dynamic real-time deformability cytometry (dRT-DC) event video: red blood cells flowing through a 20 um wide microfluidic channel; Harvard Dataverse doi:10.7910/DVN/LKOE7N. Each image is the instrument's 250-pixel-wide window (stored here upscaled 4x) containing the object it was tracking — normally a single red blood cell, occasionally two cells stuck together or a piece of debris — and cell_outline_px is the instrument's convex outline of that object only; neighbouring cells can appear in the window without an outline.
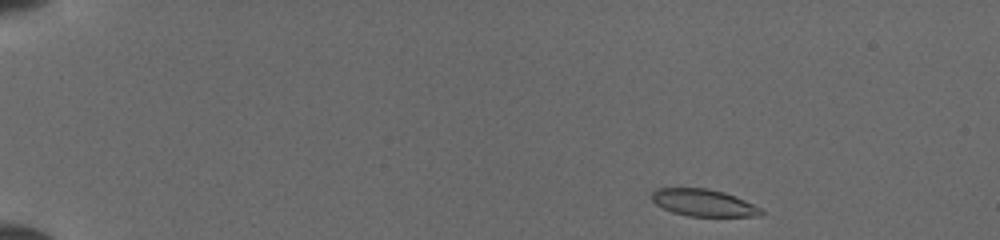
{"species": "common noctule bat (a hibernating species)", "species_latin": "Nyctalus noctula", "temperature_condition": "cold", "stored_images_in_passage": 44, "camera_frame_rate_fps": 3000, "um_per_image_px": 0.085, "animal": {"sex": "female", "body_mass_g": 19.5, "forearm_length_mm": 54.1}, "frame": {"image": 1, "passage_image": 1, "time_ms": 0.0, "image_size_px": [1000, 240], "cell_outline_px": [[764, 212], [760, 216], [688, 216], [672, 212], [656, 204], [652, 200], [652, 192], [656, 188], [708, 188], [724, 192], [744, 200], [760, 208]], "centroid_in_image_um": [59.78, 17.23], "position_along_channel_um": 25.2, "area_um2": 17.11}}
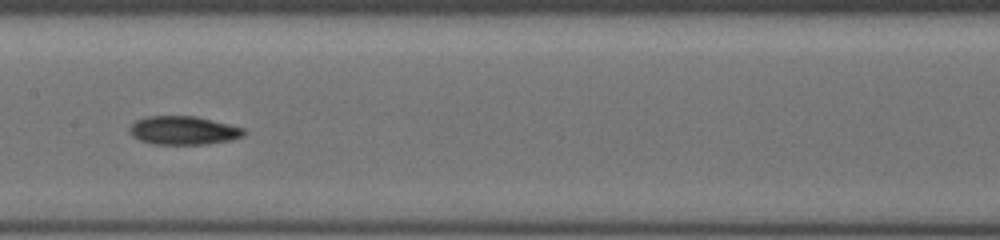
{"frame": {"image": 2, "passage_image": 21, "time_ms": 6.667, "image_size_px": [1000, 240], "cell_outline_px": [[248, 132], [244, 136], [232, 140], [208, 144], [152, 144], [140, 140], [132, 136], [128, 132], [128, 128], [136, 120], [148, 116], [196, 116], [244, 128]], "centroid_in_image_um": [15.6, 11.09], "position_along_channel_um": 191.8, "area_um2": 19.19}}
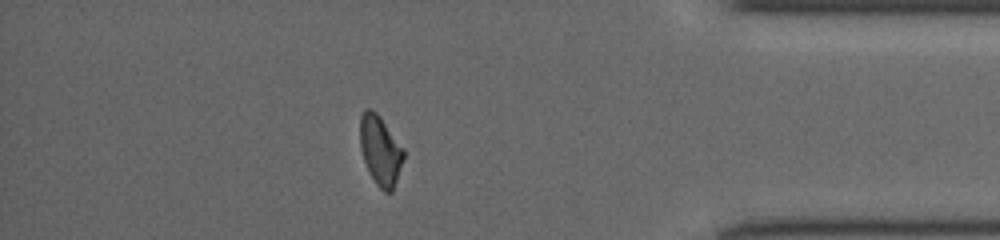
{"frame": {"image": 3, "passage_image": 38, "time_ms": 12.333, "image_size_px": [1000, 240], "cell_outline_px": [[404, 160], [392, 192], [384, 192], [376, 184], [364, 160], [360, 148], [360, 116], [364, 108], [372, 108], [380, 116], [404, 148]], "centroid_in_image_um": [32.33, 12.75], "position_along_channel_um": 402.9, "area_um2": 17.74}}